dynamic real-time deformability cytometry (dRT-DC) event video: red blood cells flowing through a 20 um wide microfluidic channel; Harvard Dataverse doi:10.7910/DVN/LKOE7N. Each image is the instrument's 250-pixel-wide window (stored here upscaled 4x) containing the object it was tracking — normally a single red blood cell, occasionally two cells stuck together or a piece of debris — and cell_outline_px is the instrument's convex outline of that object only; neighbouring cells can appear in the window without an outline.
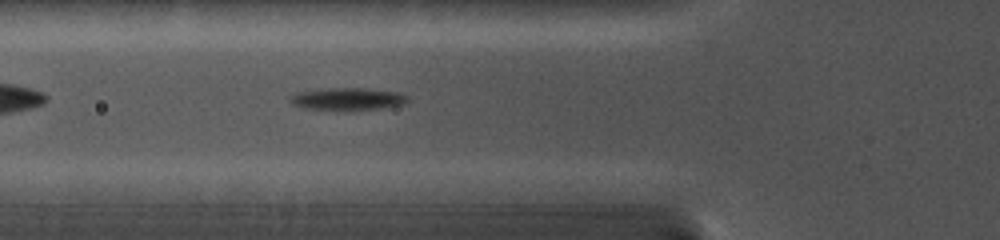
{"species": "common noctule bat (a hibernating species)", "species_latin": "Nyctalus noctula", "temperature_condition": "cold", "stored_images_in_passage": 37, "camera_frame_rate_fps": 5000, "um_per_image_px": 0.085, "animal": {"sex": "female", "body_mass_g": 19.0, "forearm_length_mm": 56.7}, "frame": {"image": 1, "passage_image": 4, "time_ms": 0.6, "image_size_px": [1000, 240], "cell_outline_px": [[408, 100], [404, 104], [380, 108], [344, 112], [308, 108], [292, 104], [288, 100], [288, 96], [292, 92], [328, 88], [368, 88], [400, 92], [408, 96]], "centroid_in_image_um": [29.5, 8.42], "position_along_channel_um": 96.3, "area_um2": 15.95}}
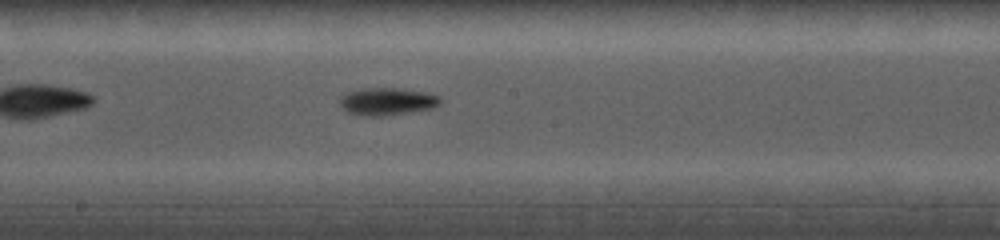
{"frame": {"image": 2, "passage_image": 15, "time_ms": 3.6, "image_size_px": [1000, 240], "cell_outline_px": [[440, 104], [432, 108], [408, 112], [380, 116], [364, 116], [348, 112], [340, 104], [340, 100], [348, 92], [364, 88], [400, 88], [428, 92], [440, 96]], "centroid_in_image_um": [32.95, 8.61], "position_along_channel_um": 215.3, "area_um2": 15.9}}
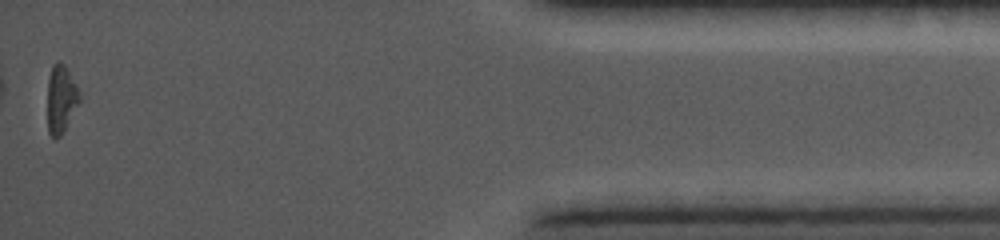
{"frame": {"image": 3, "passage_image": 36, "time_ms": 10.4, "image_size_px": [1000, 240], "cell_outline_px": [[80, 100], [60, 136], [52, 136], [48, 132], [48, 80], [52, 64], [56, 60], [60, 60], [64, 64], [80, 92]], "centroid_in_image_um": [5.17, 8.34], "position_along_channel_um": 430.0, "area_um2": 12.37}, "authors_computed_cell_mechanics": {"area_um2": 14.3922, "velocity_mm_per_s": 3.9546, "shape_relaxation_time_tau1_ms": null, "shape_relaxation_time_tau2_ms": 3.4402, "deformation_change_tau1": null, "deformation_change_tau2": 0.0819}}